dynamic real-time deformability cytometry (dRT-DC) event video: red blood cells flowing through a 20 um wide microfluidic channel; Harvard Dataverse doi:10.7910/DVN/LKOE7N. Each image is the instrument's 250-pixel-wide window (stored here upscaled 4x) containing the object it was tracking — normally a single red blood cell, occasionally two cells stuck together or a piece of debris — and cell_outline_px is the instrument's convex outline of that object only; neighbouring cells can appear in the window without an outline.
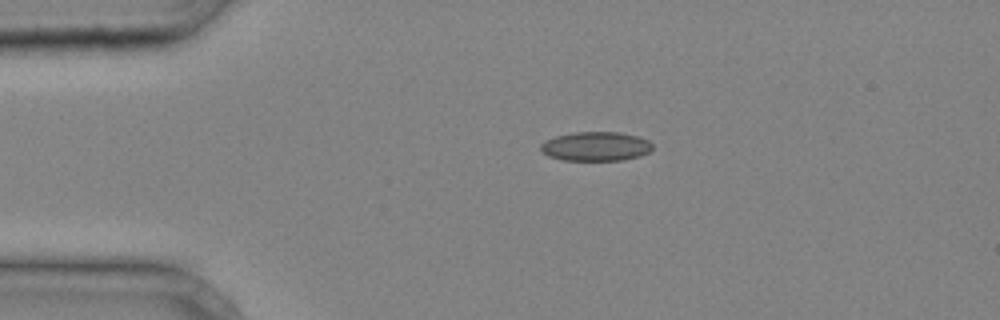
{"species": "common noctule bat (a hibernating species)", "species_latin": "Nyctalus noctula", "temperature_condition": "cold", "stored_images_in_passage": 31, "camera_frame_rate_fps": 3000, "um_per_image_px": 0.085, "animal": {"sex": "male", "body_mass_g": 20.4}, "frame": {"image": 1, "passage_image": 1, "time_ms": 0.0, "image_size_px": [1000, 320], "cell_outline_px": [[652, 148], [648, 152], [640, 156], [624, 160], [564, 160], [548, 156], [540, 152], [540, 144], [544, 140], [556, 136], [572, 132], [616, 132], [640, 136], [648, 140], [652, 144]], "centroid_in_image_um": [50.61, 12.44], "position_along_channel_um": 34.4, "area_um2": 19.19}}
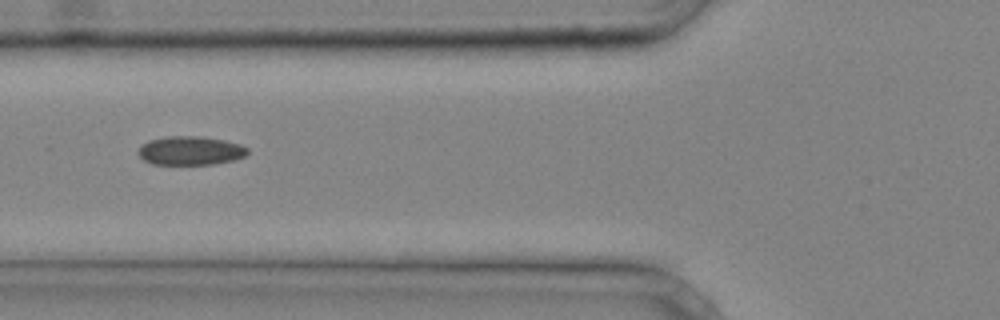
{"frame": {"image": 2, "passage_image": 8, "time_ms": 2.333, "image_size_px": [1000, 320], "cell_outline_px": [[248, 152], [244, 156], [236, 160], [212, 164], [152, 164], [144, 160], [140, 156], [140, 148], [148, 140], [168, 136], [200, 136], [224, 140], [240, 144], [248, 148]], "centroid_in_image_um": [16.22, 12.8], "position_along_channel_um": 109.6, "area_um2": 18.21}}
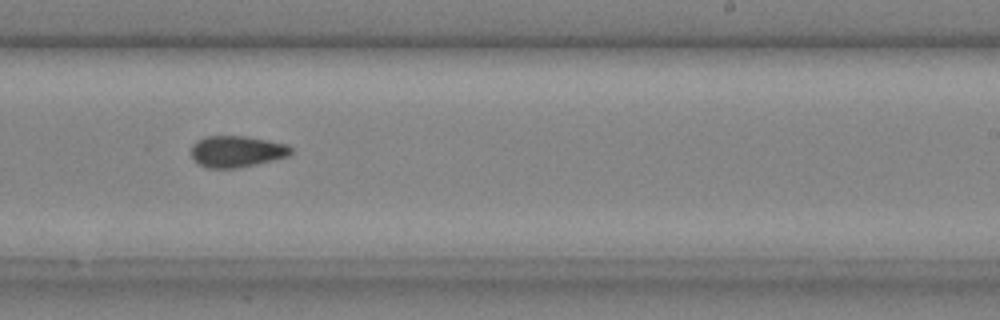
{"frame": {"image": 3, "passage_image": 18, "time_ms": 5.667, "image_size_px": [1000, 320], "cell_outline_px": [[292, 152], [288, 156], [256, 164], [236, 168], [208, 168], [200, 164], [192, 156], [192, 144], [196, 140], [208, 136], [248, 136], [288, 144], [292, 148]], "centroid_in_image_um": [20.14, 12.86], "position_along_channel_um": 268.9, "area_um2": 18.21}}